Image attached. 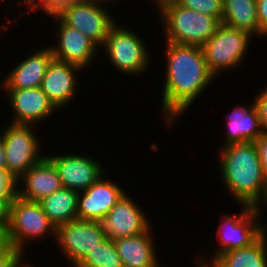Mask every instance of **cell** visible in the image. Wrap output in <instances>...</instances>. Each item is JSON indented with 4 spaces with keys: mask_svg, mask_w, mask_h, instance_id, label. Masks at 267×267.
Wrapping results in <instances>:
<instances>
[{
    "mask_svg": "<svg viewBox=\"0 0 267 267\" xmlns=\"http://www.w3.org/2000/svg\"><path fill=\"white\" fill-rule=\"evenodd\" d=\"M34 126L9 123L1 133L5 149L6 170L18 180L45 155L40 152L41 145L35 135Z\"/></svg>",
    "mask_w": 267,
    "mask_h": 267,
    "instance_id": "9c48e42d",
    "label": "cell"
},
{
    "mask_svg": "<svg viewBox=\"0 0 267 267\" xmlns=\"http://www.w3.org/2000/svg\"><path fill=\"white\" fill-rule=\"evenodd\" d=\"M103 176L106 175L102 174L88 189L78 192L79 220H102L125 194L120 186Z\"/></svg>",
    "mask_w": 267,
    "mask_h": 267,
    "instance_id": "5bb4252c",
    "label": "cell"
},
{
    "mask_svg": "<svg viewBox=\"0 0 267 267\" xmlns=\"http://www.w3.org/2000/svg\"><path fill=\"white\" fill-rule=\"evenodd\" d=\"M233 112L226 115L227 133L223 144L255 142L264 132L261 127L259 112L253 102L252 105H238L232 110Z\"/></svg>",
    "mask_w": 267,
    "mask_h": 267,
    "instance_id": "ffe728a7",
    "label": "cell"
},
{
    "mask_svg": "<svg viewBox=\"0 0 267 267\" xmlns=\"http://www.w3.org/2000/svg\"><path fill=\"white\" fill-rule=\"evenodd\" d=\"M152 226L144 233L113 240L123 267H153L158 261Z\"/></svg>",
    "mask_w": 267,
    "mask_h": 267,
    "instance_id": "d6986e66",
    "label": "cell"
},
{
    "mask_svg": "<svg viewBox=\"0 0 267 267\" xmlns=\"http://www.w3.org/2000/svg\"><path fill=\"white\" fill-rule=\"evenodd\" d=\"M5 91L14 114L11 124L35 126L57 111L41 87Z\"/></svg>",
    "mask_w": 267,
    "mask_h": 267,
    "instance_id": "9a60e30c",
    "label": "cell"
},
{
    "mask_svg": "<svg viewBox=\"0 0 267 267\" xmlns=\"http://www.w3.org/2000/svg\"><path fill=\"white\" fill-rule=\"evenodd\" d=\"M136 34L117 22L102 46L112 67L128 76L143 74L151 63L145 41Z\"/></svg>",
    "mask_w": 267,
    "mask_h": 267,
    "instance_id": "52a82bcc",
    "label": "cell"
},
{
    "mask_svg": "<svg viewBox=\"0 0 267 267\" xmlns=\"http://www.w3.org/2000/svg\"><path fill=\"white\" fill-rule=\"evenodd\" d=\"M15 195H0V225H8L10 206Z\"/></svg>",
    "mask_w": 267,
    "mask_h": 267,
    "instance_id": "1f68e13d",
    "label": "cell"
},
{
    "mask_svg": "<svg viewBox=\"0 0 267 267\" xmlns=\"http://www.w3.org/2000/svg\"><path fill=\"white\" fill-rule=\"evenodd\" d=\"M263 205H264V206L266 205L265 207H267V197H266V199H265L264 204H262V206H263Z\"/></svg>",
    "mask_w": 267,
    "mask_h": 267,
    "instance_id": "f35d334b",
    "label": "cell"
},
{
    "mask_svg": "<svg viewBox=\"0 0 267 267\" xmlns=\"http://www.w3.org/2000/svg\"><path fill=\"white\" fill-rule=\"evenodd\" d=\"M206 267H267V231L251 246L226 251Z\"/></svg>",
    "mask_w": 267,
    "mask_h": 267,
    "instance_id": "44dd1931",
    "label": "cell"
},
{
    "mask_svg": "<svg viewBox=\"0 0 267 267\" xmlns=\"http://www.w3.org/2000/svg\"><path fill=\"white\" fill-rule=\"evenodd\" d=\"M165 45L167 68L161 116L170 127L189 110L216 77L206 65L202 47L171 42Z\"/></svg>",
    "mask_w": 267,
    "mask_h": 267,
    "instance_id": "6da1fadb",
    "label": "cell"
},
{
    "mask_svg": "<svg viewBox=\"0 0 267 267\" xmlns=\"http://www.w3.org/2000/svg\"><path fill=\"white\" fill-rule=\"evenodd\" d=\"M55 239L64 258L74 267L107 237L99 221L77 219L57 226Z\"/></svg>",
    "mask_w": 267,
    "mask_h": 267,
    "instance_id": "30bf717a",
    "label": "cell"
},
{
    "mask_svg": "<svg viewBox=\"0 0 267 267\" xmlns=\"http://www.w3.org/2000/svg\"><path fill=\"white\" fill-rule=\"evenodd\" d=\"M54 59L49 46L28 55L2 82V89L17 90L41 87L48 65Z\"/></svg>",
    "mask_w": 267,
    "mask_h": 267,
    "instance_id": "ac0fdd59",
    "label": "cell"
},
{
    "mask_svg": "<svg viewBox=\"0 0 267 267\" xmlns=\"http://www.w3.org/2000/svg\"><path fill=\"white\" fill-rule=\"evenodd\" d=\"M258 156L260 158L261 169L264 179L267 183V132H264L255 142H254Z\"/></svg>",
    "mask_w": 267,
    "mask_h": 267,
    "instance_id": "f546056e",
    "label": "cell"
},
{
    "mask_svg": "<svg viewBox=\"0 0 267 267\" xmlns=\"http://www.w3.org/2000/svg\"><path fill=\"white\" fill-rule=\"evenodd\" d=\"M26 5V12H36L44 10L47 14H55L63 5L71 2H81L85 0H20L17 5H21V2ZM36 1V2H35Z\"/></svg>",
    "mask_w": 267,
    "mask_h": 267,
    "instance_id": "484cf974",
    "label": "cell"
},
{
    "mask_svg": "<svg viewBox=\"0 0 267 267\" xmlns=\"http://www.w3.org/2000/svg\"><path fill=\"white\" fill-rule=\"evenodd\" d=\"M49 16L55 17L56 23L59 21V43L50 46L54 59L88 69L99 47L79 30L65 25L55 14Z\"/></svg>",
    "mask_w": 267,
    "mask_h": 267,
    "instance_id": "4fadbf2b",
    "label": "cell"
},
{
    "mask_svg": "<svg viewBox=\"0 0 267 267\" xmlns=\"http://www.w3.org/2000/svg\"><path fill=\"white\" fill-rule=\"evenodd\" d=\"M219 159L221 181L239 204L260 208L267 197L260 158L254 142L223 145Z\"/></svg>",
    "mask_w": 267,
    "mask_h": 267,
    "instance_id": "7a4b0ae2",
    "label": "cell"
},
{
    "mask_svg": "<svg viewBox=\"0 0 267 267\" xmlns=\"http://www.w3.org/2000/svg\"><path fill=\"white\" fill-rule=\"evenodd\" d=\"M46 156L56 167L62 186L77 192L88 189L102 174H105L103 172H106L99 160L87 155L69 153Z\"/></svg>",
    "mask_w": 267,
    "mask_h": 267,
    "instance_id": "7c38bea8",
    "label": "cell"
},
{
    "mask_svg": "<svg viewBox=\"0 0 267 267\" xmlns=\"http://www.w3.org/2000/svg\"><path fill=\"white\" fill-rule=\"evenodd\" d=\"M109 11L106 5L103 7L92 0H85L67 3L55 15L65 25L79 30L101 49L117 22Z\"/></svg>",
    "mask_w": 267,
    "mask_h": 267,
    "instance_id": "ba28073f",
    "label": "cell"
},
{
    "mask_svg": "<svg viewBox=\"0 0 267 267\" xmlns=\"http://www.w3.org/2000/svg\"><path fill=\"white\" fill-rule=\"evenodd\" d=\"M10 246L8 226L0 225V254H3Z\"/></svg>",
    "mask_w": 267,
    "mask_h": 267,
    "instance_id": "d6a6232c",
    "label": "cell"
},
{
    "mask_svg": "<svg viewBox=\"0 0 267 267\" xmlns=\"http://www.w3.org/2000/svg\"><path fill=\"white\" fill-rule=\"evenodd\" d=\"M55 227L78 219V192L62 187L39 201Z\"/></svg>",
    "mask_w": 267,
    "mask_h": 267,
    "instance_id": "7402d4cb",
    "label": "cell"
},
{
    "mask_svg": "<svg viewBox=\"0 0 267 267\" xmlns=\"http://www.w3.org/2000/svg\"><path fill=\"white\" fill-rule=\"evenodd\" d=\"M7 226L10 244L22 254L27 241L30 243V240L44 238L50 233L51 237H56V227L44 213L40 202L25 200L17 195L11 202Z\"/></svg>",
    "mask_w": 267,
    "mask_h": 267,
    "instance_id": "8992f818",
    "label": "cell"
},
{
    "mask_svg": "<svg viewBox=\"0 0 267 267\" xmlns=\"http://www.w3.org/2000/svg\"><path fill=\"white\" fill-rule=\"evenodd\" d=\"M222 24L248 31L259 37L256 0H223Z\"/></svg>",
    "mask_w": 267,
    "mask_h": 267,
    "instance_id": "603a6c76",
    "label": "cell"
},
{
    "mask_svg": "<svg viewBox=\"0 0 267 267\" xmlns=\"http://www.w3.org/2000/svg\"><path fill=\"white\" fill-rule=\"evenodd\" d=\"M74 267H123L112 239H105L88 252Z\"/></svg>",
    "mask_w": 267,
    "mask_h": 267,
    "instance_id": "cb8c5ba5",
    "label": "cell"
},
{
    "mask_svg": "<svg viewBox=\"0 0 267 267\" xmlns=\"http://www.w3.org/2000/svg\"><path fill=\"white\" fill-rule=\"evenodd\" d=\"M19 267H31V266H29V265H28V266H27V265L24 266V262L22 261V262L20 263ZM32 267H33V265H32Z\"/></svg>",
    "mask_w": 267,
    "mask_h": 267,
    "instance_id": "8d00e7d4",
    "label": "cell"
},
{
    "mask_svg": "<svg viewBox=\"0 0 267 267\" xmlns=\"http://www.w3.org/2000/svg\"><path fill=\"white\" fill-rule=\"evenodd\" d=\"M254 37L248 31L220 23L214 35L201 47L209 70L215 75L228 69H236L243 63Z\"/></svg>",
    "mask_w": 267,
    "mask_h": 267,
    "instance_id": "5b68a950",
    "label": "cell"
},
{
    "mask_svg": "<svg viewBox=\"0 0 267 267\" xmlns=\"http://www.w3.org/2000/svg\"><path fill=\"white\" fill-rule=\"evenodd\" d=\"M259 21V37L267 36V0H256Z\"/></svg>",
    "mask_w": 267,
    "mask_h": 267,
    "instance_id": "4dcf8cb0",
    "label": "cell"
},
{
    "mask_svg": "<svg viewBox=\"0 0 267 267\" xmlns=\"http://www.w3.org/2000/svg\"><path fill=\"white\" fill-rule=\"evenodd\" d=\"M254 101L259 112V118L263 132H267V86L256 94Z\"/></svg>",
    "mask_w": 267,
    "mask_h": 267,
    "instance_id": "f1b7e54d",
    "label": "cell"
},
{
    "mask_svg": "<svg viewBox=\"0 0 267 267\" xmlns=\"http://www.w3.org/2000/svg\"><path fill=\"white\" fill-rule=\"evenodd\" d=\"M16 182V195L22 199L36 202L41 201L44 197L53 194L63 187L56 167L46 155ZM19 182L24 184L21 185L24 187L19 186Z\"/></svg>",
    "mask_w": 267,
    "mask_h": 267,
    "instance_id": "e0dca14e",
    "label": "cell"
},
{
    "mask_svg": "<svg viewBox=\"0 0 267 267\" xmlns=\"http://www.w3.org/2000/svg\"><path fill=\"white\" fill-rule=\"evenodd\" d=\"M156 2L158 12L161 13L166 7L174 4H178L180 0H153Z\"/></svg>",
    "mask_w": 267,
    "mask_h": 267,
    "instance_id": "836d02e7",
    "label": "cell"
},
{
    "mask_svg": "<svg viewBox=\"0 0 267 267\" xmlns=\"http://www.w3.org/2000/svg\"><path fill=\"white\" fill-rule=\"evenodd\" d=\"M153 267H162V266H160V262L158 261ZM199 267H201V266H199Z\"/></svg>",
    "mask_w": 267,
    "mask_h": 267,
    "instance_id": "74e56055",
    "label": "cell"
},
{
    "mask_svg": "<svg viewBox=\"0 0 267 267\" xmlns=\"http://www.w3.org/2000/svg\"><path fill=\"white\" fill-rule=\"evenodd\" d=\"M241 206L242 213L238 216L226 214L225 219L222 218L216 232L220 246L215 249L209 261L198 259V266L206 267L215 257L226 251L251 246L267 231V226H264L261 219L262 207L255 208L247 204Z\"/></svg>",
    "mask_w": 267,
    "mask_h": 267,
    "instance_id": "277c9868",
    "label": "cell"
},
{
    "mask_svg": "<svg viewBox=\"0 0 267 267\" xmlns=\"http://www.w3.org/2000/svg\"><path fill=\"white\" fill-rule=\"evenodd\" d=\"M94 3H96V4H100V5H102V3L104 2V4H107L106 3V1L109 3H111L112 4V2L114 1V3H115V0H92ZM118 1V0H117ZM102 2V3H101Z\"/></svg>",
    "mask_w": 267,
    "mask_h": 267,
    "instance_id": "d590c367",
    "label": "cell"
},
{
    "mask_svg": "<svg viewBox=\"0 0 267 267\" xmlns=\"http://www.w3.org/2000/svg\"><path fill=\"white\" fill-rule=\"evenodd\" d=\"M0 169H6L5 149L1 133H0Z\"/></svg>",
    "mask_w": 267,
    "mask_h": 267,
    "instance_id": "e575fe53",
    "label": "cell"
},
{
    "mask_svg": "<svg viewBox=\"0 0 267 267\" xmlns=\"http://www.w3.org/2000/svg\"><path fill=\"white\" fill-rule=\"evenodd\" d=\"M160 14L165 42L202 46L215 33L220 22L211 16L184 8L179 4L166 7Z\"/></svg>",
    "mask_w": 267,
    "mask_h": 267,
    "instance_id": "3957f363",
    "label": "cell"
},
{
    "mask_svg": "<svg viewBox=\"0 0 267 267\" xmlns=\"http://www.w3.org/2000/svg\"><path fill=\"white\" fill-rule=\"evenodd\" d=\"M99 222L106 237L112 240L142 234L151 227L150 218L127 193Z\"/></svg>",
    "mask_w": 267,
    "mask_h": 267,
    "instance_id": "8fae6325",
    "label": "cell"
},
{
    "mask_svg": "<svg viewBox=\"0 0 267 267\" xmlns=\"http://www.w3.org/2000/svg\"><path fill=\"white\" fill-rule=\"evenodd\" d=\"M180 6L216 18L222 22L224 13L223 0H180Z\"/></svg>",
    "mask_w": 267,
    "mask_h": 267,
    "instance_id": "d4e9b609",
    "label": "cell"
},
{
    "mask_svg": "<svg viewBox=\"0 0 267 267\" xmlns=\"http://www.w3.org/2000/svg\"><path fill=\"white\" fill-rule=\"evenodd\" d=\"M80 70L83 71L79 66L55 59L48 65L41 89L56 109L66 107L74 99Z\"/></svg>",
    "mask_w": 267,
    "mask_h": 267,
    "instance_id": "2e32d148",
    "label": "cell"
},
{
    "mask_svg": "<svg viewBox=\"0 0 267 267\" xmlns=\"http://www.w3.org/2000/svg\"><path fill=\"white\" fill-rule=\"evenodd\" d=\"M23 257V254L11 245L3 254H0V267H19Z\"/></svg>",
    "mask_w": 267,
    "mask_h": 267,
    "instance_id": "4316f807",
    "label": "cell"
},
{
    "mask_svg": "<svg viewBox=\"0 0 267 267\" xmlns=\"http://www.w3.org/2000/svg\"><path fill=\"white\" fill-rule=\"evenodd\" d=\"M16 189V179L6 169H0V195H16Z\"/></svg>",
    "mask_w": 267,
    "mask_h": 267,
    "instance_id": "83f0119b",
    "label": "cell"
}]
</instances>
